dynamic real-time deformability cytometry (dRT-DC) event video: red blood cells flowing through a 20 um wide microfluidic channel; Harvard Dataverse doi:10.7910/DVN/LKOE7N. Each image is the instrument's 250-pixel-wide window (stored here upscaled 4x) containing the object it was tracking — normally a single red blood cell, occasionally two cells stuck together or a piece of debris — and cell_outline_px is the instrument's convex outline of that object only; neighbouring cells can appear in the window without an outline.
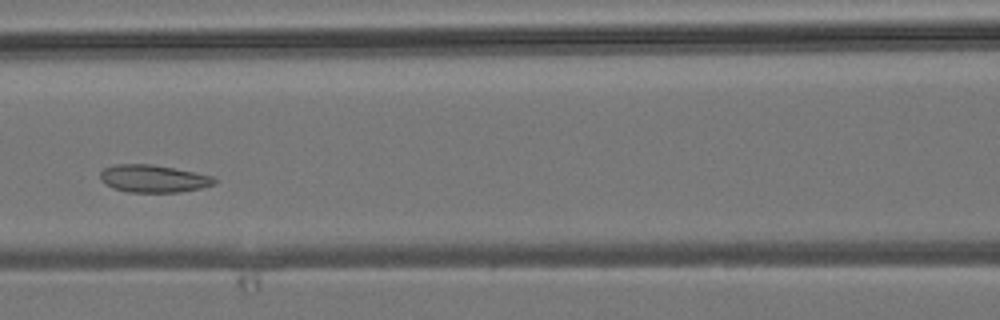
{"species": "common noctule bat (a hibernating species)", "species_latin": "Nyctalus noctula", "temperature_condition": "room temperature", "stored_images_in_passage": 4, "camera_frame_rate_fps": 3000, "um_per_image_px": 0.085, "animal": {"sex": "male", "body_mass_g": 19.2, "forearm_length_mm": 51.8}, "frame": {"image": 1, "passage_image": 4, "time_ms": 3.333, "image_size_px": [1000, 320], "cell_outline_px": [[216, 180], [212, 184], [200, 188], [180, 192], [128, 192], [112, 188], [104, 184], [100, 180], [100, 172], [104, 168], [112, 164], [152, 164], [216, 176]], "centroid_in_image_um": [12.99, 15.18], "position_along_channel_um": 153.6, "area_um2": 18.44}}